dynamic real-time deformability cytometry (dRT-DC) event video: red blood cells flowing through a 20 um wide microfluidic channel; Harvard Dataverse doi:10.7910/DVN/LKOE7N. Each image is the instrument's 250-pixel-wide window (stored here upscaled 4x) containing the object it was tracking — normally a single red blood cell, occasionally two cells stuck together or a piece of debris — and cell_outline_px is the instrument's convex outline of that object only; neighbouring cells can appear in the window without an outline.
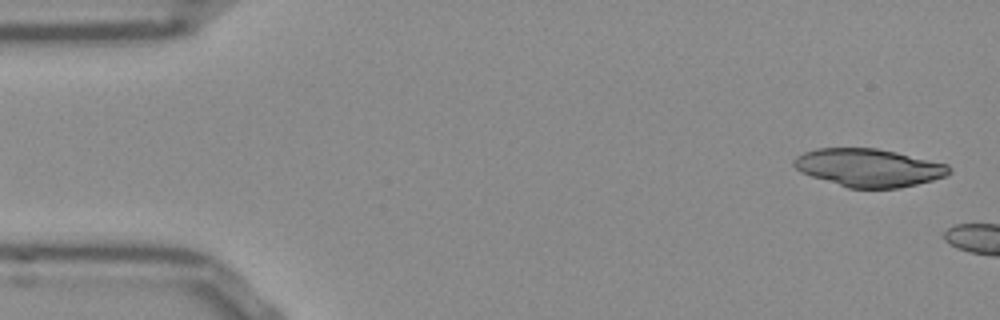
{"species": "Egyptian fruit bat (a non-hibernating species)", "species_latin": "Rousettus aegyptiacus", "temperature_condition": "room temperature", "stored_images_in_passage": 5, "camera_frame_rate_fps": 3000, "um_per_image_px": 0.085, "frame": {"image": 1, "passage_image": 1, "time_ms": 0.0, "image_size_px": [1000, 320], "cell_outline_px": [[952, 172], [948, 176], [900, 188], [848, 188], [800, 172], [792, 164], [792, 160], [796, 156], [804, 152], [816, 148], [876, 148], [896, 152], [948, 164], [952, 168]], "centroid_in_image_um": [73.86, 14.25], "position_along_channel_um": 11.1, "area_um2": 34.45}}